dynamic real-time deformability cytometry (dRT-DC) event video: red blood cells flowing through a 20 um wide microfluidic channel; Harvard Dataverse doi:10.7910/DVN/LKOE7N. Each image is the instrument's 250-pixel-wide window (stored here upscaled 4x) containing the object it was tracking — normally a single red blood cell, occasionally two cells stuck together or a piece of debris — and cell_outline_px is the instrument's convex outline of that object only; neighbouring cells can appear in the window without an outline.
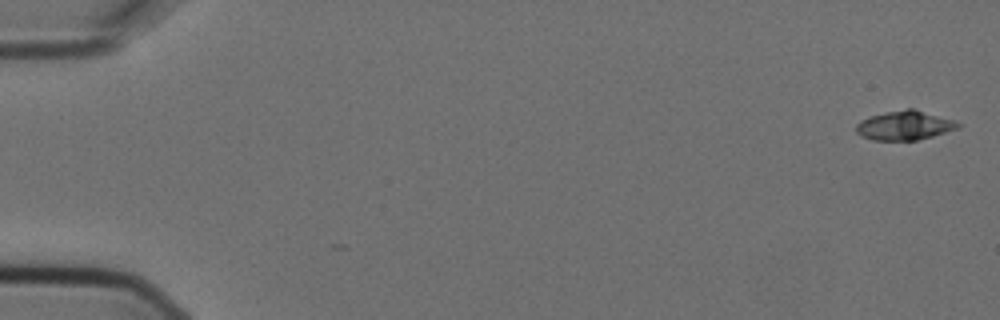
{"species": "Egyptian fruit bat (a non-hibernating species)", "species_latin": "Rousettus aegyptiacus", "temperature_condition": "cold", "stored_images_in_passage": 7, "segment_of_instrument_passage": [2, 2], "camera_frame_rate_fps": 3000, "um_per_image_px": 0.085, "animal": {"sex": "female"}, "frame": {"image": 1, "passage_image": 7, "time_ms": 2.0, "image_size_px": [1000, 320], "cell_outline_px": [[964, 124], [960, 128], [932, 136], [916, 140], [872, 140], [860, 136], [856, 132], [856, 124], [860, 120], [872, 116], [888, 112], [908, 108], [912, 108], [956, 120]], "centroid_in_image_um": [76.94, 10.67], "position_along_channel_um": 8.1, "area_um2": 17.4}}